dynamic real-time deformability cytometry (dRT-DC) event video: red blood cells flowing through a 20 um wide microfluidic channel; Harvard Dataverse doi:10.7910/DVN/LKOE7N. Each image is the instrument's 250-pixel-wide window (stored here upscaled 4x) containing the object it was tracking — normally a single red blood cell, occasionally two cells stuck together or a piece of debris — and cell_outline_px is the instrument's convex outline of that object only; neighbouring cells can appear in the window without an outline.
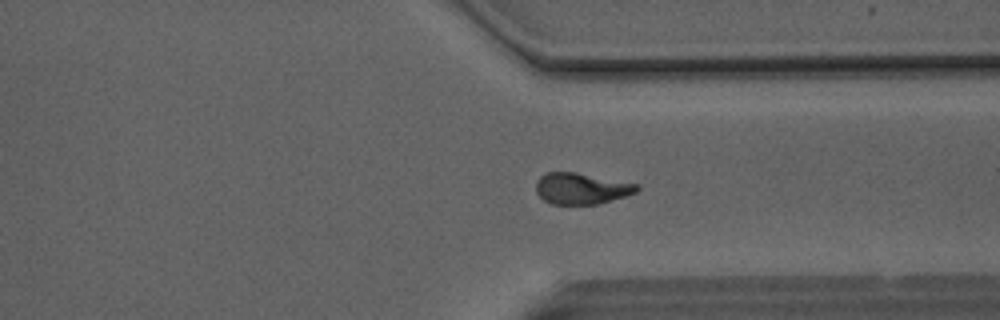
{"species": "Egyptian fruit bat (a non-hibernating species)", "species_latin": "Rousettus aegyptiacus", "temperature_condition": "room temperature", "stored_images_in_passage": 50, "camera_frame_rate_fps": 3000, "um_per_image_px": 0.085, "animal": {"sex": "male"}, "frame": {"image": 1, "passage_image": 38, "time_ms": 12.333, "image_size_px": [1000, 320], "cell_outline_px": [[640, 188], [636, 192], [624, 196], [596, 204], [552, 204], [544, 200], [536, 192], [536, 180], [540, 176], [548, 172], [576, 172], [640, 184]], "centroid_in_image_um": [49.41, 16.01], "position_along_channel_um": 362.0, "area_um2": 18.32}}
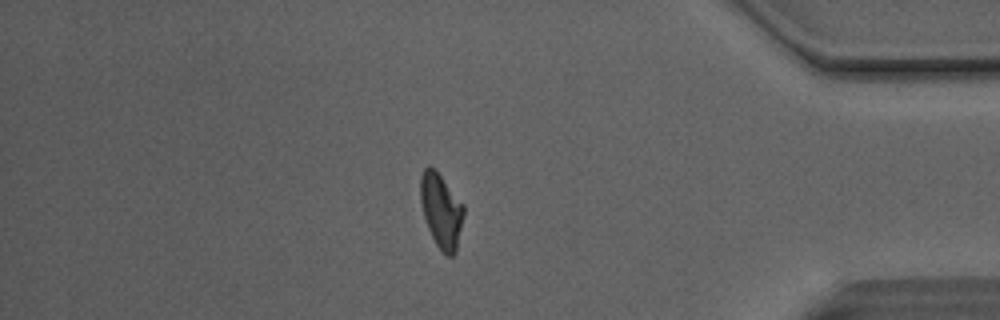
{"frame": {"image": 2, "passage_image": 43, "time_ms": 14.0, "image_size_px": [1000, 320], "cell_outline_px": [[464, 212], [456, 252], [452, 256], [448, 256], [436, 244], [428, 228], [424, 216], [420, 200], [420, 176], [424, 168], [428, 164], [440, 176], [464, 204]], "centroid_in_image_um": [37.49, 17.9], "position_along_channel_um": 397.7, "area_um2": 18.44}}
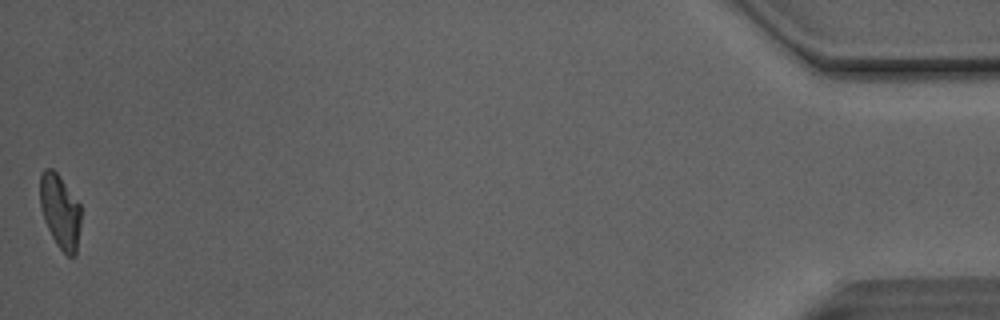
{"frame": {"image": 3, "passage_image": 50, "time_ms": 16.333, "image_size_px": [1000, 320], "cell_outline_px": [[80, 224], [76, 256], [68, 256], [56, 244], [44, 220], [40, 208], [40, 172], [44, 168], [52, 168], [60, 176], [80, 204]], "centroid_in_image_um": [5.1, 17.94], "position_along_channel_um": 430.1, "area_um2": 17.69}, "authors_computed_cell_mechanics": {"area_um2": 18.8717, "velocity_mm_per_s": 4.1246, "shape_relaxation_time_tau1_ms": 3.8382, "shape_relaxation_time_tau2_ms": 2.2356, "deformation_change_tau1": 0.1632, "deformation_change_tau2": 0.0795}}